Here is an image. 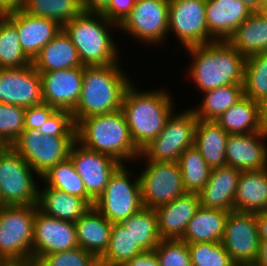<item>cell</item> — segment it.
Listing matches in <instances>:
<instances>
[{
	"label": "cell",
	"instance_id": "cell-1",
	"mask_svg": "<svg viewBox=\"0 0 267 266\" xmlns=\"http://www.w3.org/2000/svg\"><path fill=\"white\" fill-rule=\"evenodd\" d=\"M190 81L204 93L226 85H243L245 57L227 40L186 48Z\"/></svg>",
	"mask_w": 267,
	"mask_h": 266
},
{
	"label": "cell",
	"instance_id": "cell-2",
	"mask_svg": "<svg viewBox=\"0 0 267 266\" xmlns=\"http://www.w3.org/2000/svg\"><path fill=\"white\" fill-rule=\"evenodd\" d=\"M126 72L120 61L84 66L81 94L71 113L75 125L90 116L121 110L125 91L133 83Z\"/></svg>",
	"mask_w": 267,
	"mask_h": 266
},
{
	"label": "cell",
	"instance_id": "cell-3",
	"mask_svg": "<svg viewBox=\"0 0 267 266\" xmlns=\"http://www.w3.org/2000/svg\"><path fill=\"white\" fill-rule=\"evenodd\" d=\"M173 102L174 98L163 88L141 91L133 82L126 89L121 111L132 141L140 151L163 130L175 110Z\"/></svg>",
	"mask_w": 267,
	"mask_h": 266
},
{
	"label": "cell",
	"instance_id": "cell-4",
	"mask_svg": "<svg viewBox=\"0 0 267 266\" xmlns=\"http://www.w3.org/2000/svg\"><path fill=\"white\" fill-rule=\"evenodd\" d=\"M76 141L89 150L114 158L121 164H134L141 154L132 141L121 110L80 120L76 124Z\"/></svg>",
	"mask_w": 267,
	"mask_h": 266
},
{
	"label": "cell",
	"instance_id": "cell-5",
	"mask_svg": "<svg viewBox=\"0 0 267 266\" xmlns=\"http://www.w3.org/2000/svg\"><path fill=\"white\" fill-rule=\"evenodd\" d=\"M118 25L101 13L82 12L62 29L77 49L83 66L110 65L120 61V48L112 37ZM111 32V33H110ZM116 43V44H115Z\"/></svg>",
	"mask_w": 267,
	"mask_h": 266
},
{
	"label": "cell",
	"instance_id": "cell-6",
	"mask_svg": "<svg viewBox=\"0 0 267 266\" xmlns=\"http://www.w3.org/2000/svg\"><path fill=\"white\" fill-rule=\"evenodd\" d=\"M37 205L0 206V256L8 264L32 263Z\"/></svg>",
	"mask_w": 267,
	"mask_h": 266
},
{
	"label": "cell",
	"instance_id": "cell-7",
	"mask_svg": "<svg viewBox=\"0 0 267 266\" xmlns=\"http://www.w3.org/2000/svg\"><path fill=\"white\" fill-rule=\"evenodd\" d=\"M34 172L11 146L0 150V206L37 205L39 185L35 180L41 177Z\"/></svg>",
	"mask_w": 267,
	"mask_h": 266
},
{
	"label": "cell",
	"instance_id": "cell-8",
	"mask_svg": "<svg viewBox=\"0 0 267 266\" xmlns=\"http://www.w3.org/2000/svg\"><path fill=\"white\" fill-rule=\"evenodd\" d=\"M127 168L121 164L116 169L93 206L111 223H120L144 207L139 175Z\"/></svg>",
	"mask_w": 267,
	"mask_h": 266
},
{
	"label": "cell",
	"instance_id": "cell-9",
	"mask_svg": "<svg viewBox=\"0 0 267 266\" xmlns=\"http://www.w3.org/2000/svg\"><path fill=\"white\" fill-rule=\"evenodd\" d=\"M197 121L190 108L179 113L174 111L160 134L141 150V154L147 160L177 162L182 152L194 146Z\"/></svg>",
	"mask_w": 267,
	"mask_h": 266
},
{
	"label": "cell",
	"instance_id": "cell-10",
	"mask_svg": "<svg viewBox=\"0 0 267 266\" xmlns=\"http://www.w3.org/2000/svg\"><path fill=\"white\" fill-rule=\"evenodd\" d=\"M139 159L146 162L138 174L144 207L155 209L186 193L178 162L147 160L142 154Z\"/></svg>",
	"mask_w": 267,
	"mask_h": 266
},
{
	"label": "cell",
	"instance_id": "cell-11",
	"mask_svg": "<svg viewBox=\"0 0 267 266\" xmlns=\"http://www.w3.org/2000/svg\"><path fill=\"white\" fill-rule=\"evenodd\" d=\"M76 137L43 136L39 129H24L11 147L40 177L51 167L69 158Z\"/></svg>",
	"mask_w": 267,
	"mask_h": 266
},
{
	"label": "cell",
	"instance_id": "cell-12",
	"mask_svg": "<svg viewBox=\"0 0 267 266\" xmlns=\"http://www.w3.org/2000/svg\"><path fill=\"white\" fill-rule=\"evenodd\" d=\"M170 32L183 49L217 41L206 22V0H169L168 35Z\"/></svg>",
	"mask_w": 267,
	"mask_h": 266
},
{
	"label": "cell",
	"instance_id": "cell-13",
	"mask_svg": "<svg viewBox=\"0 0 267 266\" xmlns=\"http://www.w3.org/2000/svg\"><path fill=\"white\" fill-rule=\"evenodd\" d=\"M169 0H136L118 28L144 44L157 46L168 38Z\"/></svg>",
	"mask_w": 267,
	"mask_h": 266
},
{
	"label": "cell",
	"instance_id": "cell-14",
	"mask_svg": "<svg viewBox=\"0 0 267 266\" xmlns=\"http://www.w3.org/2000/svg\"><path fill=\"white\" fill-rule=\"evenodd\" d=\"M221 243L236 265L254 264L260 245L255 213L229 212Z\"/></svg>",
	"mask_w": 267,
	"mask_h": 266
},
{
	"label": "cell",
	"instance_id": "cell-15",
	"mask_svg": "<svg viewBox=\"0 0 267 266\" xmlns=\"http://www.w3.org/2000/svg\"><path fill=\"white\" fill-rule=\"evenodd\" d=\"M78 247L75 223L49 217L37 210L33 223L32 262L42 256Z\"/></svg>",
	"mask_w": 267,
	"mask_h": 266
},
{
	"label": "cell",
	"instance_id": "cell-16",
	"mask_svg": "<svg viewBox=\"0 0 267 266\" xmlns=\"http://www.w3.org/2000/svg\"><path fill=\"white\" fill-rule=\"evenodd\" d=\"M0 102L24 108L43 103L41 76L32 64L0 69Z\"/></svg>",
	"mask_w": 267,
	"mask_h": 266
},
{
	"label": "cell",
	"instance_id": "cell-17",
	"mask_svg": "<svg viewBox=\"0 0 267 266\" xmlns=\"http://www.w3.org/2000/svg\"><path fill=\"white\" fill-rule=\"evenodd\" d=\"M69 158L94 201L103 193L111 175L121 165L114 158L89 150L77 141L71 147Z\"/></svg>",
	"mask_w": 267,
	"mask_h": 266
},
{
	"label": "cell",
	"instance_id": "cell-18",
	"mask_svg": "<svg viewBox=\"0 0 267 266\" xmlns=\"http://www.w3.org/2000/svg\"><path fill=\"white\" fill-rule=\"evenodd\" d=\"M84 67L39 72L42 80V99L56 110L73 112L83 84Z\"/></svg>",
	"mask_w": 267,
	"mask_h": 266
},
{
	"label": "cell",
	"instance_id": "cell-19",
	"mask_svg": "<svg viewBox=\"0 0 267 266\" xmlns=\"http://www.w3.org/2000/svg\"><path fill=\"white\" fill-rule=\"evenodd\" d=\"M267 135L261 132L229 134L226 140V165L239 171L267 168Z\"/></svg>",
	"mask_w": 267,
	"mask_h": 266
},
{
	"label": "cell",
	"instance_id": "cell-20",
	"mask_svg": "<svg viewBox=\"0 0 267 266\" xmlns=\"http://www.w3.org/2000/svg\"><path fill=\"white\" fill-rule=\"evenodd\" d=\"M4 16L16 27L21 48L31 60L62 29L55 20L34 17L23 10Z\"/></svg>",
	"mask_w": 267,
	"mask_h": 266
},
{
	"label": "cell",
	"instance_id": "cell-21",
	"mask_svg": "<svg viewBox=\"0 0 267 266\" xmlns=\"http://www.w3.org/2000/svg\"><path fill=\"white\" fill-rule=\"evenodd\" d=\"M199 207V194L186 192L170 203L155 208L161 239H182L189 221Z\"/></svg>",
	"mask_w": 267,
	"mask_h": 266
},
{
	"label": "cell",
	"instance_id": "cell-22",
	"mask_svg": "<svg viewBox=\"0 0 267 266\" xmlns=\"http://www.w3.org/2000/svg\"><path fill=\"white\" fill-rule=\"evenodd\" d=\"M232 166L212 168L206 185L198 193L200 206L210 209L234 211V200L240 175Z\"/></svg>",
	"mask_w": 267,
	"mask_h": 266
},
{
	"label": "cell",
	"instance_id": "cell-23",
	"mask_svg": "<svg viewBox=\"0 0 267 266\" xmlns=\"http://www.w3.org/2000/svg\"><path fill=\"white\" fill-rule=\"evenodd\" d=\"M252 13L240 0H206V22L217 41L227 40Z\"/></svg>",
	"mask_w": 267,
	"mask_h": 266
},
{
	"label": "cell",
	"instance_id": "cell-24",
	"mask_svg": "<svg viewBox=\"0 0 267 266\" xmlns=\"http://www.w3.org/2000/svg\"><path fill=\"white\" fill-rule=\"evenodd\" d=\"M32 65L38 72L84 67L76 47L63 29L40 50Z\"/></svg>",
	"mask_w": 267,
	"mask_h": 266
},
{
	"label": "cell",
	"instance_id": "cell-25",
	"mask_svg": "<svg viewBox=\"0 0 267 266\" xmlns=\"http://www.w3.org/2000/svg\"><path fill=\"white\" fill-rule=\"evenodd\" d=\"M112 225L92 206L75 222L78 246L99 259L108 248Z\"/></svg>",
	"mask_w": 267,
	"mask_h": 266
},
{
	"label": "cell",
	"instance_id": "cell-26",
	"mask_svg": "<svg viewBox=\"0 0 267 266\" xmlns=\"http://www.w3.org/2000/svg\"><path fill=\"white\" fill-rule=\"evenodd\" d=\"M44 187L38 192V210L43 214L63 221L75 223L91 206L78 196L70 195L61 190Z\"/></svg>",
	"mask_w": 267,
	"mask_h": 266
},
{
	"label": "cell",
	"instance_id": "cell-27",
	"mask_svg": "<svg viewBox=\"0 0 267 266\" xmlns=\"http://www.w3.org/2000/svg\"><path fill=\"white\" fill-rule=\"evenodd\" d=\"M234 211L255 214L267 211V168L240 172Z\"/></svg>",
	"mask_w": 267,
	"mask_h": 266
},
{
	"label": "cell",
	"instance_id": "cell-28",
	"mask_svg": "<svg viewBox=\"0 0 267 266\" xmlns=\"http://www.w3.org/2000/svg\"><path fill=\"white\" fill-rule=\"evenodd\" d=\"M228 136L229 134L214 120L197 121L194 145L211 169L226 166Z\"/></svg>",
	"mask_w": 267,
	"mask_h": 266
},
{
	"label": "cell",
	"instance_id": "cell-29",
	"mask_svg": "<svg viewBox=\"0 0 267 266\" xmlns=\"http://www.w3.org/2000/svg\"><path fill=\"white\" fill-rule=\"evenodd\" d=\"M228 214V211L200 206L189 221L181 240L187 244L220 242L223 238Z\"/></svg>",
	"mask_w": 267,
	"mask_h": 266
},
{
	"label": "cell",
	"instance_id": "cell-30",
	"mask_svg": "<svg viewBox=\"0 0 267 266\" xmlns=\"http://www.w3.org/2000/svg\"><path fill=\"white\" fill-rule=\"evenodd\" d=\"M227 41L245 58L267 52V20L253 12Z\"/></svg>",
	"mask_w": 267,
	"mask_h": 266
},
{
	"label": "cell",
	"instance_id": "cell-31",
	"mask_svg": "<svg viewBox=\"0 0 267 266\" xmlns=\"http://www.w3.org/2000/svg\"><path fill=\"white\" fill-rule=\"evenodd\" d=\"M216 122L228 134L261 132L259 103L243 96L225 111Z\"/></svg>",
	"mask_w": 267,
	"mask_h": 266
},
{
	"label": "cell",
	"instance_id": "cell-32",
	"mask_svg": "<svg viewBox=\"0 0 267 266\" xmlns=\"http://www.w3.org/2000/svg\"><path fill=\"white\" fill-rule=\"evenodd\" d=\"M201 95L202 102L200 101L198 106L191 108L196 118L216 121L244 96V90L243 85H226L206 91Z\"/></svg>",
	"mask_w": 267,
	"mask_h": 266
},
{
	"label": "cell",
	"instance_id": "cell-33",
	"mask_svg": "<svg viewBox=\"0 0 267 266\" xmlns=\"http://www.w3.org/2000/svg\"><path fill=\"white\" fill-rule=\"evenodd\" d=\"M40 179L46 186L83 198L91 207L94 206L95 201L88 195L70 158L51 167Z\"/></svg>",
	"mask_w": 267,
	"mask_h": 266
},
{
	"label": "cell",
	"instance_id": "cell-34",
	"mask_svg": "<svg viewBox=\"0 0 267 266\" xmlns=\"http://www.w3.org/2000/svg\"><path fill=\"white\" fill-rule=\"evenodd\" d=\"M120 223L143 251H154L161 240L154 209L143 207Z\"/></svg>",
	"mask_w": 267,
	"mask_h": 266
},
{
	"label": "cell",
	"instance_id": "cell-35",
	"mask_svg": "<svg viewBox=\"0 0 267 266\" xmlns=\"http://www.w3.org/2000/svg\"><path fill=\"white\" fill-rule=\"evenodd\" d=\"M143 252L121 223H113L109 245L105 253L99 258V266H123L134 256Z\"/></svg>",
	"mask_w": 267,
	"mask_h": 266
},
{
	"label": "cell",
	"instance_id": "cell-36",
	"mask_svg": "<svg viewBox=\"0 0 267 266\" xmlns=\"http://www.w3.org/2000/svg\"><path fill=\"white\" fill-rule=\"evenodd\" d=\"M24 12L55 20L61 26L83 12L81 0H26Z\"/></svg>",
	"mask_w": 267,
	"mask_h": 266
},
{
	"label": "cell",
	"instance_id": "cell-37",
	"mask_svg": "<svg viewBox=\"0 0 267 266\" xmlns=\"http://www.w3.org/2000/svg\"><path fill=\"white\" fill-rule=\"evenodd\" d=\"M177 162L185 191L198 194L206 185L211 168L195 145L182 152Z\"/></svg>",
	"mask_w": 267,
	"mask_h": 266
},
{
	"label": "cell",
	"instance_id": "cell-38",
	"mask_svg": "<svg viewBox=\"0 0 267 266\" xmlns=\"http://www.w3.org/2000/svg\"><path fill=\"white\" fill-rule=\"evenodd\" d=\"M32 64L20 45L16 27L0 15V69L19 68Z\"/></svg>",
	"mask_w": 267,
	"mask_h": 266
},
{
	"label": "cell",
	"instance_id": "cell-39",
	"mask_svg": "<svg viewBox=\"0 0 267 266\" xmlns=\"http://www.w3.org/2000/svg\"><path fill=\"white\" fill-rule=\"evenodd\" d=\"M243 90L244 96L258 103L267 97V52L245 58Z\"/></svg>",
	"mask_w": 267,
	"mask_h": 266
},
{
	"label": "cell",
	"instance_id": "cell-40",
	"mask_svg": "<svg viewBox=\"0 0 267 266\" xmlns=\"http://www.w3.org/2000/svg\"><path fill=\"white\" fill-rule=\"evenodd\" d=\"M192 266H236L220 242L188 244Z\"/></svg>",
	"mask_w": 267,
	"mask_h": 266
},
{
	"label": "cell",
	"instance_id": "cell-41",
	"mask_svg": "<svg viewBox=\"0 0 267 266\" xmlns=\"http://www.w3.org/2000/svg\"><path fill=\"white\" fill-rule=\"evenodd\" d=\"M26 108L0 102V141L11 146L24 131Z\"/></svg>",
	"mask_w": 267,
	"mask_h": 266
},
{
	"label": "cell",
	"instance_id": "cell-42",
	"mask_svg": "<svg viewBox=\"0 0 267 266\" xmlns=\"http://www.w3.org/2000/svg\"><path fill=\"white\" fill-rule=\"evenodd\" d=\"M35 264L37 266H99V259L78 246L67 251L44 255Z\"/></svg>",
	"mask_w": 267,
	"mask_h": 266
},
{
	"label": "cell",
	"instance_id": "cell-43",
	"mask_svg": "<svg viewBox=\"0 0 267 266\" xmlns=\"http://www.w3.org/2000/svg\"><path fill=\"white\" fill-rule=\"evenodd\" d=\"M154 252L160 266H192L188 244L181 239H161Z\"/></svg>",
	"mask_w": 267,
	"mask_h": 266
},
{
	"label": "cell",
	"instance_id": "cell-44",
	"mask_svg": "<svg viewBox=\"0 0 267 266\" xmlns=\"http://www.w3.org/2000/svg\"><path fill=\"white\" fill-rule=\"evenodd\" d=\"M43 136L76 137V125L71 112L56 110L39 128Z\"/></svg>",
	"mask_w": 267,
	"mask_h": 266
},
{
	"label": "cell",
	"instance_id": "cell-45",
	"mask_svg": "<svg viewBox=\"0 0 267 266\" xmlns=\"http://www.w3.org/2000/svg\"><path fill=\"white\" fill-rule=\"evenodd\" d=\"M55 111V108L44 103L26 108L24 115L25 129H39Z\"/></svg>",
	"mask_w": 267,
	"mask_h": 266
},
{
	"label": "cell",
	"instance_id": "cell-46",
	"mask_svg": "<svg viewBox=\"0 0 267 266\" xmlns=\"http://www.w3.org/2000/svg\"><path fill=\"white\" fill-rule=\"evenodd\" d=\"M136 0H111L108 7L101 13L106 19L118 26L129 15Z\"/></svg>",
	"mask_w": 267,
	"mask_h": 266
},
{
	"label": "cell",
	"instance_id": "cell-47",
	"mask_svg": "<svg viewBox=\"0 0 267 266\" xmlns=\"http://www.w3.org/2000/svg\"><path fill=\"white\" fill-rule=\"evenodd\" d=\"M123 266H160V263L154 251H144L143 253L134 256Z\"/></svg>",
	"mask_w": 267,
	"mask_h": 266
},
{
	"label": "cell",
	"instance_id": "cell-48",
	"mask_svg": "<svg viewBox=\"0 0 267 266\" xmlns=\"http://www.w3.org/2000/svg\"><path fill=\"white\" fill-rule=\"evenodd\" d=\"M111 0H81L83 12L102 13Z\"/></svg>",
	"mask_w": 267,
	"mask_h": 266
},
{
	"label": "cell",
	"instance_id": "cell-49",
	"mask_svg": "<svg viewBox=\"0 0 267 266\" xmlns=\"http://www.w3.org/2000/svg\"><path fill=\"white\" fill-rule=\"evenodd\" d=\"M26 0H0V15L24 9Z\"/></svg>",
	"mask_w": 267,
	"mask_h": 266
},
{
	"label": "cell",
	"instance_id": "cell-50",
	"mask_svg": "<svg viewBox=\"0 0 267 266\" xmlns=\"http://www.w3.org/2000/svg\"><path fill=\"white\" fill-rule=\"evenodd\" d=\"M260 241L267 240V211L255 214Z\"/></svg>",
	"mask_w": 267,
	"mask_h": 266
},
{
	"label": "cell",
	"instance_id": "cell-51",
	"mask_svg": "<svg viewBox=\"0 0 267 266\" xmlns=\"http://www.w3.org/2000/svg\"><path fill=\"white\" fill-rule=\"evenodd\" d=\"M259 114L261 131L267 135V97L259 102Z\"/></svg>",
	"mask_w": 267,
	"mask_h": 266
},
{
	"label": "cell",
	"instance_id": "cell-52",
	"mask_svg": "<svg viewBox=\"0 0 267 266\" xmlns=\"http://www.w3.org/2000/svg\"><path fill=\"white\" fill-rule=\"evenodd\" d=\"M254 264L257 266H267V240L260 241L258 255Z\"/></svg>",
	"mask_w": 267,
	"mask_h": 266
},
{
	"label": "cell",
	"instance_id": "cell-53",
	"mask_svg": "<svg viewBox=\"0 0 267 266\" xmlns=\"http://www.w3.org/2000/svg\"><path fill=\"white\" fill-rule=\"evenodd\" d=\"M253 12H256L260 6L259 0H240Z\"/></svg>",
	"mask_w": 267,
	"mask_h": 266
},
{
	"label": "cell",
	"instance_id": "cell-54",
	"mask_svg": "<svg viewBox=\"0 0 267 266\" xmlns=\"http://www.w3.org/2000/svg\"><path fill=\"white\" fill-rule=\"evenodd\" d=\"M256 13L267 20V3L260 5Z\"/></svg>",
	"mask_w": 267,
	"mask_h": 266
},
{
	"label": "cell",
	"instance_id": "cell-55",
	"mask_svg": "<svg viewBox=\"0 0 267 266\" xmlns=\"http://www.w3.org/2000/svg\"><path fill=\"white\" fill-rule=\"evenodd\" d=\"M7 266H37L35 263H26V264H8Z\"/></svg>",
	"mask_w": 267,
	"mask_h": 266
},
{
	"label": "cell",
	"instance_id": "cell-56",
	"mask_svg": "<svg viewBox=\"0 0 267 266\" xmlns=\"http://www.w3.org/2000/svg\"><path fill=\"white\" fill-rule=\"evenodd\" d=\"M8 263L0 256V266H7Z\"/></svg>",
	"mask_w": 267,
	"mask_h": 266
},
{
	"label": "cell",
	"instance_id": "cell-57",
	"mask_svg": "<svg viewBox=\"0 0 267 266\" xmlns=\"http://www.w3.org/2000/svg\"><path fill=\"white\" fill-rule=\"evenodd\" d=\"M236 266H257L256 264H239V265H236Z\"/></svg>",
	"mask_w": 267,
	"mask_h": 266
},
{
	"label": "cell",
	"instance_id": "cell-58",
	"mask_svg": "<svg viewBox=\"0 0 267 266\" xmlns=\"http://www.w3.org/2000/svg\"><path fill=\"white\" fill-rule=\"evenodd\" d=\"M260 5L267 3V0H259Z\"/></svg>",
	"mask_w": 267,
	"mask_h": 266
},
{
	"label": "cell",
	"instance_id": "cell-59",
	"mask_svg": "<svg viewBox=\"0 0 267 266\" xmlns=\"http://www.w3.org/2000/svg\"><path fill=\"white\" fill-rule=\"evenodd\" d=\"M5 147V145L0 141V150H2Z\"/></svg>",
	"mask_w": 267,
	"mask_h": 266
}]
</instances>
